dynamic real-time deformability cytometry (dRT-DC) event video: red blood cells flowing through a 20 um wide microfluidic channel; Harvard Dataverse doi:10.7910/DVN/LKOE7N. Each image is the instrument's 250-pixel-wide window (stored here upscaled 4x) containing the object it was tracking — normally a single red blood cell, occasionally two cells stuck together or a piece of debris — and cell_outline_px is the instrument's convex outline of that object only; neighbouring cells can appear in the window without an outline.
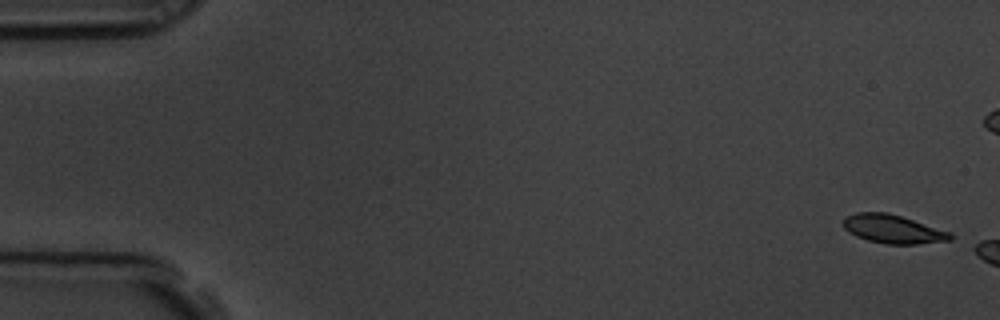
{"species": "common noctule bat (a hibernating species)", "species_latin": "Nyctalus noctula", "temperature_condition": "room temperature", "stored_images_in_passage": 3, "camera_frame_rate_fps": 3000, "um_per_image_px": 0.085, "animal": {"sex": "male", "body_mass_g": 19.5, "forearm_length_mm": 54.6}, "frame": {"image": 1, "passage_image": 1, "time_ms": 0.0, "image_size_px": [1000, 320], "cell_outline_px": [[952, 240], [916, 244], [884, 244], [868, 240], [856, 236], [848, 232], [844, 228], [844, 216], [856, 212], [888, 212], [952, 232]], "centroid_in_image_um": [75.9, 19.47], "position_along_channel_um": 9.1, "area_um2": 17.92}}